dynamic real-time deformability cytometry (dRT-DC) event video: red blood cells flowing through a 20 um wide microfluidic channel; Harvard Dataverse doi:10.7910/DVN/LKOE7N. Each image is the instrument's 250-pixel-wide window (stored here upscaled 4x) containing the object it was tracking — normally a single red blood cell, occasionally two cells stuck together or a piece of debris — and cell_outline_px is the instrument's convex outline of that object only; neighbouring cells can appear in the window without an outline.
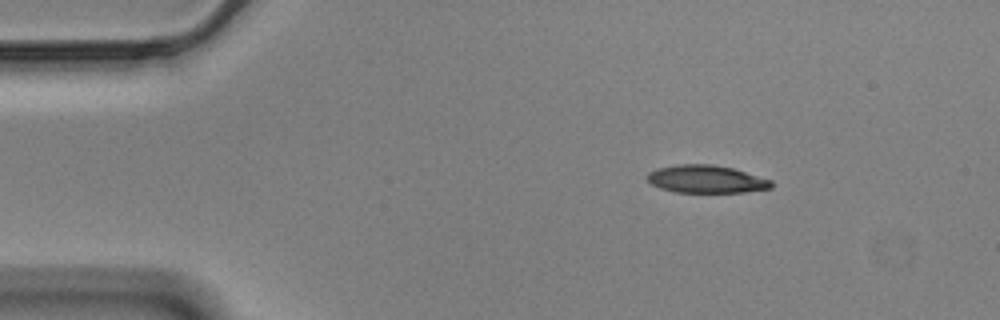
{"species": "Egyptian fruit bat (a non-hibernating species)", "species_latin": "Rousettus aegyptiacus", "temperature_condition": "cold", "stored_images_in_passage": 49, "camera_frame_rate_fps": 3000, "um_per_image_px": 0.085, "animal": {"sex": "male"}, "frame": {"image": 1, "passage_image": 1, "time_ms": 0.0, "image_size_px": [1000, 320], "cell_outline_px": [[772, 188], [744, 192], [676, 192], [660, 188], [652, 184], [644, 176], [648, 172], [656, 168], [680, 164], [712, 164], [732, 168], [772, 180]], "centroid_in_image_um": [60.0, 15.22], "position_along_channel_um": 25.0, "area_um2": 20.06}}
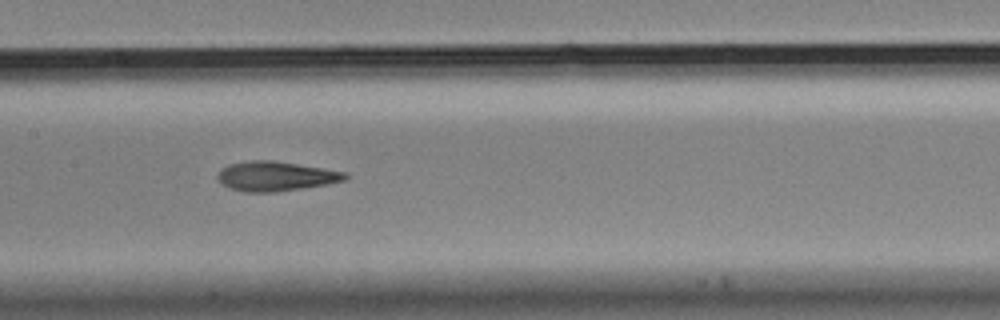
{"frame": {"image": 2, "passage_image": 20, "time_ms": 6.333, "image_size_px": [1000, 320], "cell_outline_px": [[348, 176], [344, 180], [328, 184], [276, 192], [244, 192], [220, 184], [216, 176], [220, 168], [228, 164], [252, 160], [272, 160], [348, 172]], "centroid_in_image_um": [23.4, 14.97], "position_along_channel_um": 184.0, "area_um2": 22.08}}
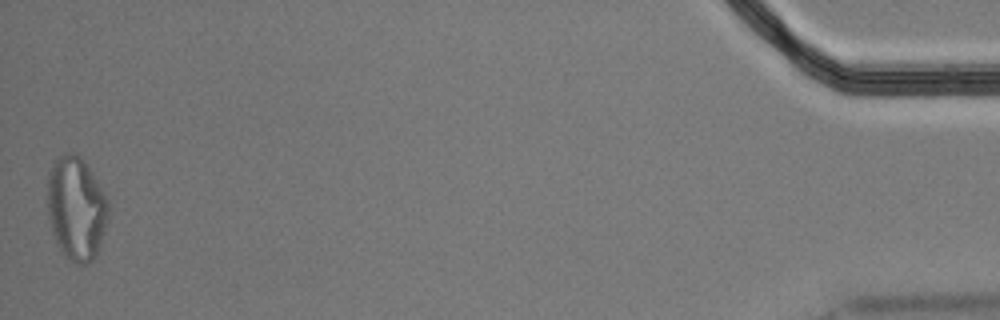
{"frame": {"image": 3, "passage_image": 49, "time_ms": 16.0, "image_size_px": [1000, 320], "cell_outline_px": [[108, 220], [96, 256], [88, 264], [76, 264], [68, 260], [64, 256], [52, 232], [48, 216], [48, 172], [56, 156], [64, 152], [76, 152], [84, 160], [92, 172], [104, 192], [108, 200]], "centroid_in_image_um": [6.48, 17.68], "position_along_channel_um": 428.7, "area_um2": 37.17}, "authors_computed_cell_mechanics": {"area_um2": 21.964, "velocity_mm_per_s": 3.5012, "shape_relaxation_time_tau1_ms": null, "shape_relaxation_time_tau2_ms": 4.8198, "deformation_change_tau1": null, "deformation_change_tau2": 0.1594}}